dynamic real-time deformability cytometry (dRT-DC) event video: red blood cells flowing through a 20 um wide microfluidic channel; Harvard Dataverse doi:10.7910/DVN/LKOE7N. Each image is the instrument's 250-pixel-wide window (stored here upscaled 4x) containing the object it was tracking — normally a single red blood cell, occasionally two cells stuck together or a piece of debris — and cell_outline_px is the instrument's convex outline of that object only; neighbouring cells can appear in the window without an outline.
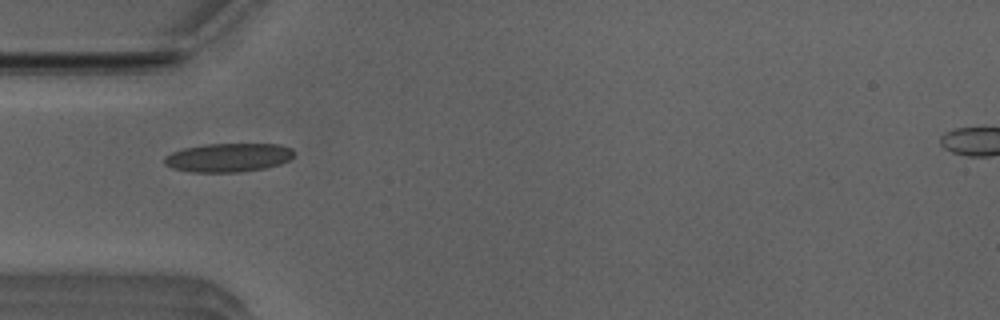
{"species": "Egyptian fruit bat (a non-hibernating species)", "species_latin": "Rousettus aegyptiacus", "temperature_condition": "room temperature", "stored_images_in_passage": 37, "camera_frame_rate_fps": 3000, "um_per_image_px": 0.085, "animal": {"sex": "male"}, "frame": {"image": 1, "passage_image": 2, "time_ms": 0.333, "image_size_px": [1000, 320], "cell_outline_px": [[296, 152], [288, 160], [280, 164], [264, 168], [240, 172], [192, 172], [172, 168], [164, 164], [164, 156], [172, 152], [184, 148], [204, 144], [280, 144], [292, 148]], "centroid_in_image_um": [19.4, 13.39], "position_along_channel_um": 65.6, "area_um2": 21.79}}
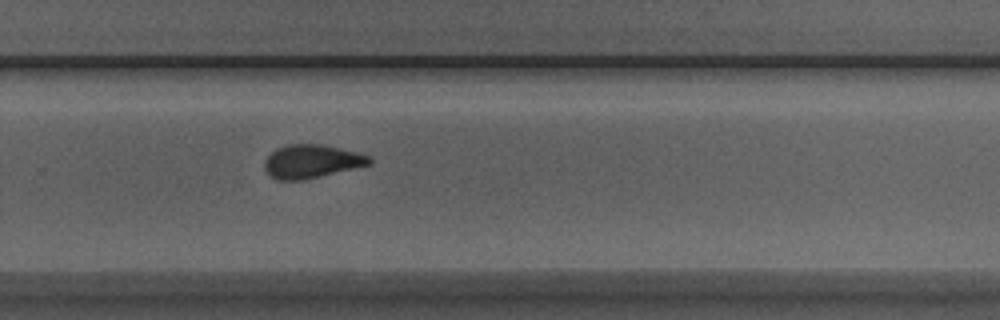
{"frame": {"image": 2, "passage_image": 20, "time_ms": 6.333, "image_size_px": [1000, 320], "cell_outline_px": [[372, 164], [300, 180], [276, 180], [264, 168], [264, 160], [276, 148], [288, 144], [320, 144], [356, 152], [368, 156], [372, 160]], "centroid_in_image_um": [26.45, 13.71], "position_along_channel_um": 303.3, "area_um2": 20.06}}
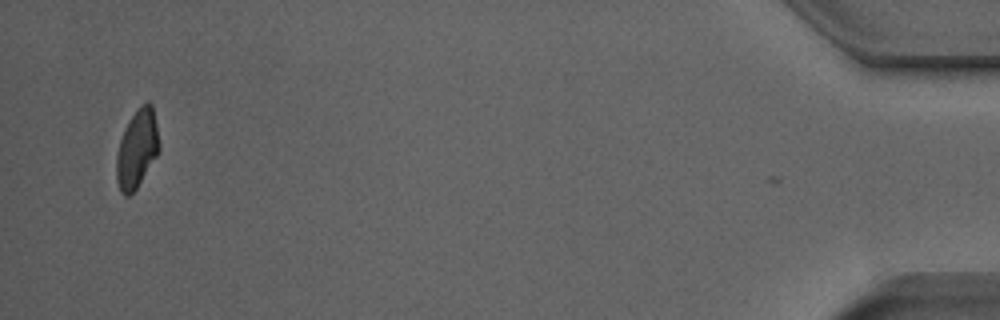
{"frame": {"image": 3, "passage_image": 36, "time_ms": 11.667, "image_size_px": [1000, 320], "cell_outline_px": [[160, 152], [136, 188], [128, 196], [124, 196], [120, 192], [116, 180], [116, 156], [120, 140], [124, 128], [128, 120], [140, 104], [148, 100], [152, 104], [160, 144]], "centroid_in_image_um": [11.65, 12.63], "position_along_channel_um": 423.6, "area_um2": 19.77}, "authors_computed_cell_mechanics": {"area_um2": 20.2878, "velocity_mm_per_s": 3.9642, "shape_relaxation_time_tau1_ms": 8.8586, "shape_relaxation_time_tau2_ms": 2.039, "deformation_change_tau1": 0.191, "deformation_change_tau2": 0.086}}